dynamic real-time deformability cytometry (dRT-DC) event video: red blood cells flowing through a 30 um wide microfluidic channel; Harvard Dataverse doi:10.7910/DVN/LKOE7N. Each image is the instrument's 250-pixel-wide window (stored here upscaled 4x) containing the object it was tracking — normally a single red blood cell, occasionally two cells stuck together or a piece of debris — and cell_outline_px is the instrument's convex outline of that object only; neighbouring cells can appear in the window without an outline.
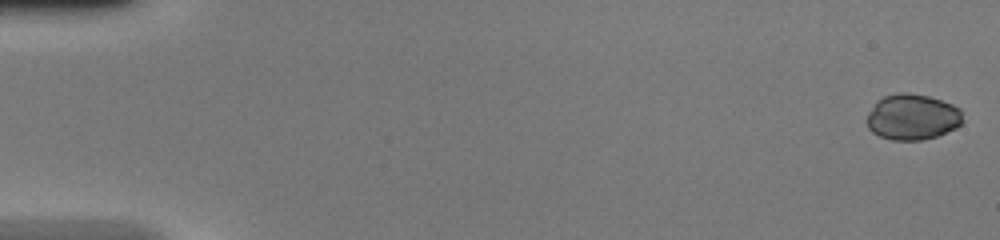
{"species": "common noctule bat (a hibernating species)", "species_latin": "Nyctalus noctula", "temperature_condition": "warm", "stored_images_in_passage": 49, "camera_frame_rate_fps": 3000, "um_per_image_px": 0.085, "animal": {"sex": "female", "body_mass_g": 20.0, "forearm_length_mm": 54.0}, "frame": {"image": 1, "passage_image": 1, "time_ms": 0.0, "image_size_px": [1000, 240], "cell_outline_px": [[964, 120], [956, 128], [936, 136], [924, 140], [892, 140], [880, 136], [872, 132], [868, 128], [864, 120], [868, 112], [876, 100], [884, 96], [900, 92], [908, 92], [928, 96], [952, 104], [960, 108]], "centroid_in_image_um": [77.52, 9.94], "position_along_channel_um": 7.5, "area_um2": 25.95}}
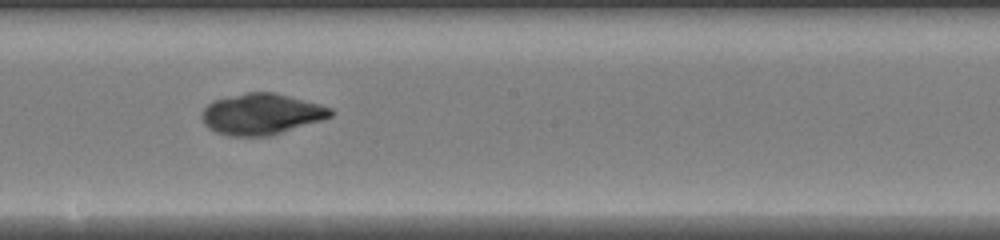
{"frame": {"image": 2, "passage_image": 28, "time_ms": 9.0, "image_size_px": [1000, 240], "cell_outline_px": [[336, 112], [332, 116], [320, 120], [268, 136], [228, 136], [216, 132], [208, 128], [204, 124], [200, 116], [200, 112], [212, 100], [248, 92], [276, 92], [320, 104], [332, 108]], "centroid_in_image_um": [22.19, 9.69], "position_along_channel_um": 226.0, "area_um2": 30.87}}
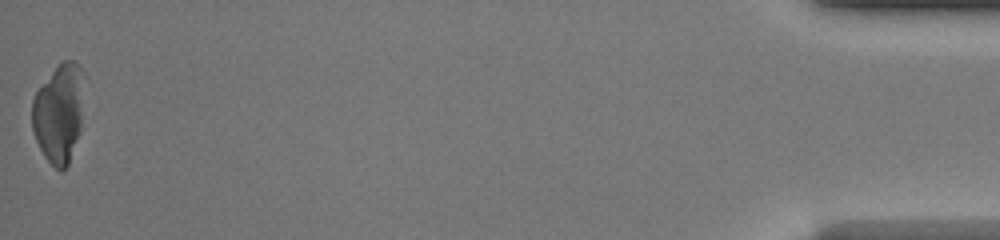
{"frame": {"image": 3, "passage_image": 49, "time_ms": 16.0, "image_size_px": [1000, 240], "cell_outline_px": [[84, 72], [80, 132], [68, 164], [60, 172], [44, 156], [36, 140], [32, 128], [32, 100], [36, 92], [52, 72], [64, 60], [76, 60], [80, 64]], "centroid_in_image_um": [5.02, 9.6], "position_along_channel_um": 430.2, "area_um2": 29.94}}